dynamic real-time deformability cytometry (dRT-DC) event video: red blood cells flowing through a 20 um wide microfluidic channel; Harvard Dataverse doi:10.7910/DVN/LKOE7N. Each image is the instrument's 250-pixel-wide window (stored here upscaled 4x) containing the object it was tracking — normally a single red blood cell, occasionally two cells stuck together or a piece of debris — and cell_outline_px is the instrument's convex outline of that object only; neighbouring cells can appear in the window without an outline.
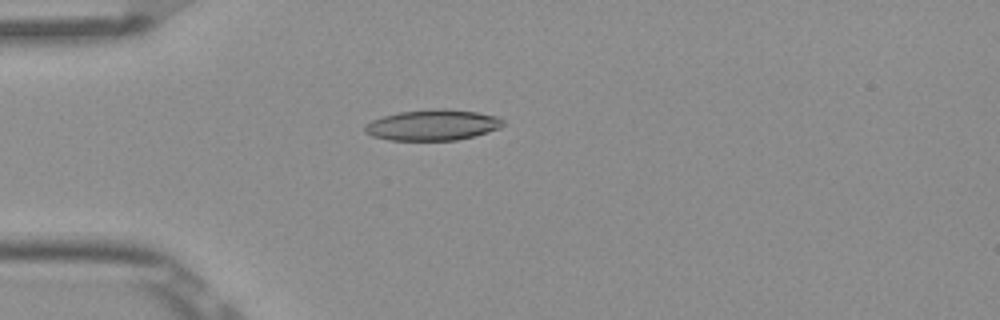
{"species": "Egyptian fruit bat (a non-hibernating species)", "species_latin": "Rousettus aegyptiacus", "temperature_condition": "room temperature", "stored_images_in_passage": 46, "camera_frame_rate_fps": 3000, "um_per_image_px": 0.085, "frame": {"image": 1, "passage_image": 8, "time_ms": 2.333, "image_size_px": [1000, 320], "cell_outline_px": [[504, 124], [500, 128], [472, 136], [456, 140], [388, 140], [372, 136], [364, 132], [364, 124], [372, 120], [384, 116], [400, 112], [436, 108], [444, 108], [476, 112], [496, 116], [504, 120]], "centroid_in_image_um": [36.75, 10.62], "position_along_channel_um": 48.3, "area_um2": 24.74}}
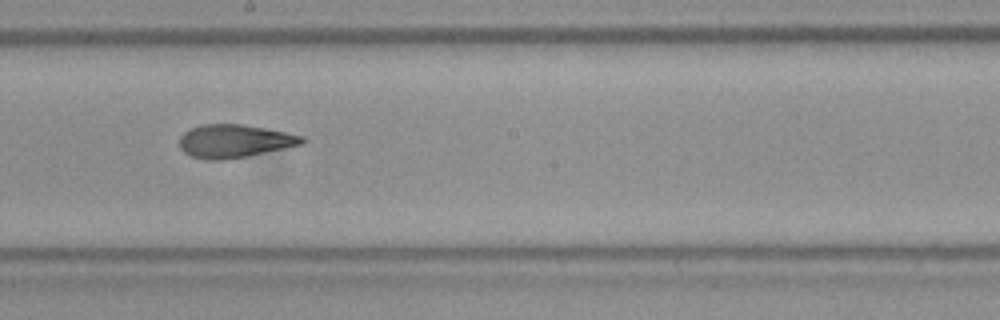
{"frame": {"image": 2, "passage_image": 23, "time_ms": 7.333, "image_size_px": [1000, 320], "cell_outline_px": [[304, 144], [248, 156], [224, 160], [208, 160], [192, 156], [184, 152], [180, 148], [180, 136], [184, 132], [192, 128], [204, 124], [244, 124], [304, 136]], "centroid_in_image_um": [19.93, 12.0], "position_along_channel_um": 228.3, "area_um2": 23.58}}
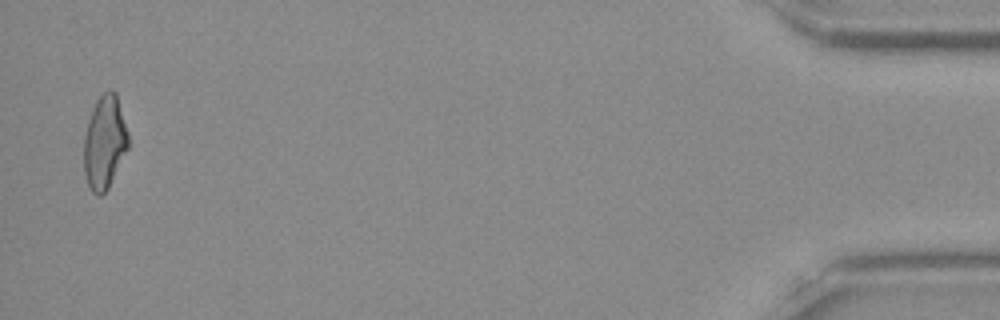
{"frame": {"image": 3, "passage_image": 45, "time_ms": 14.667, "image_size_px": [1000, 320], "cell_outline_px": [[128, 148], [108, 188], [100, 196], [96, 196], [92, 192], [88, 184], [84, 172], [84, 136], [88, 120], [92, 108], [96, 100], [108, 88], [112, 88], [116, 92], [128, 132]], "centroid_in_image_um": [8.88, 12.07], "position_along_channel_um": 426.3, "area_um2": 24.22}, "authors_computed_cell_mechanics": {"area_um2": 23.9581, "velocity_mm_per_s": 3.8916, "shape_relaxation_time_tau1_ms": 7.6791, "shape_relaxation_time_tau2_ms": 1.1438, "deformation_change_tau1": 0.2307, "deformation_change_tau2": 0.0817}}